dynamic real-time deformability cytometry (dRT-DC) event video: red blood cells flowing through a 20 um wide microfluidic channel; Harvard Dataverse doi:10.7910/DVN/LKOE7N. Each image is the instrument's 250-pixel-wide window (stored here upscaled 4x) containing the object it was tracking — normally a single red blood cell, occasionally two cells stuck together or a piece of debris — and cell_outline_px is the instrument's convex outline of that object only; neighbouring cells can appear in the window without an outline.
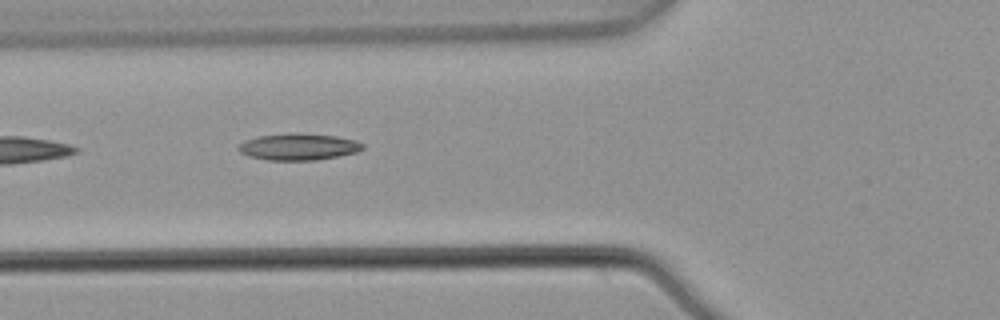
{"species": "common noctule bat (a hibernating species)", "species_latin": "Nyctalus noctula", "temperature_condition": "warm", "stored_images_in_passage": 3, "camera_frame_rate_fps": 3000, "um_per_image_px": 0.085, "animal": {"sex": "male", "body_mass_g": 21.5, "forearm_length_mm": 52.0}, "frame": {"image": 1, "passage_image": 2, "time_ms": 0.333, "image_size_px": [1000, 320], "cell_outline_px": [[364, 148], [356, 152], [316, 160], [268, 160], [248, 156], [240, 152], [236, 148], [244, 140], [256, 136], [288, 132], [300, 132], [336, 136], [356, 140], [364, 144]], "centroid_in_image_um": [25.34, 12.45], "position_along_channel_um": 100.5, "area_um2": 19.59}}
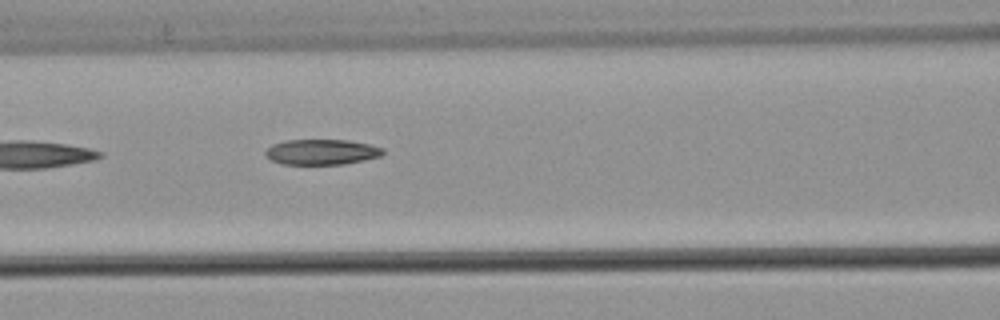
{"frame": {"image": 2, "passage_image": 3, "time_ms": 0.667, "image_size_px": [1000, 320], "cell_outline_px": [[384, 152], [380, 156], [364, 160], [344, 164], [280, 164], [264, 156], [264, 152], [272, 144], [284, 140], [348, 140], [368, 144], [384, 148]], "centroid_in_image_um": [27.31, 12.92], "position_along_channel_um": 139.3, "area_um2": 17.46}}